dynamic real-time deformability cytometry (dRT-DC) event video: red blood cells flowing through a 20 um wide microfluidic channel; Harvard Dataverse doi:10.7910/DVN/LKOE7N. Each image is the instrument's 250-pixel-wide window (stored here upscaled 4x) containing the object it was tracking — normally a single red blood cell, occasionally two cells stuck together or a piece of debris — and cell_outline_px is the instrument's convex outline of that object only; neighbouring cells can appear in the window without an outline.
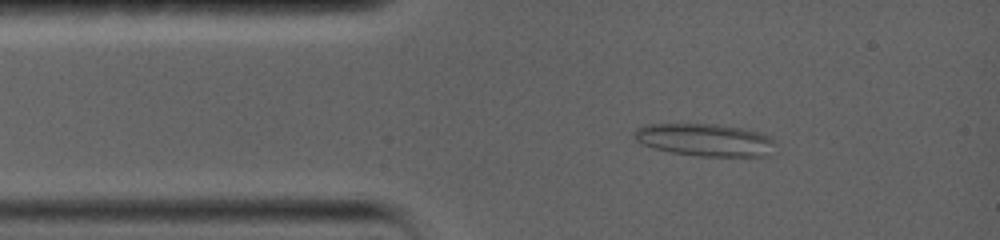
{"species": "common noctule bat (a hibernating species)", "species_latin": "Nyctalus noctula", "temperature_condition": "warm", "stored_images_in_passage": 60, "camera_frame_rate_fps": 5000, "um_per_image_px": 0.085, "animal": {"sex": "female", "body_mass_g": 19.0, "forearm_length_mm": 56.7}, "frame": {"image": 1, "passage_image": 9, "time_ms": 2.0, "image_size_px": [1000, 240], "cell_outline_px": [[772, 156], [700, 156], [672, 152], [640, 144], [636, 140], [632, 132], [636, 128], [644, 124], [716, 124], [744, 128], [760, 132], [768, 136], [772, 140]], "centroid_in_image_um": [59.89, 11.88], "position_along_channel_um": 25.1, "area_um2": 26.76}}
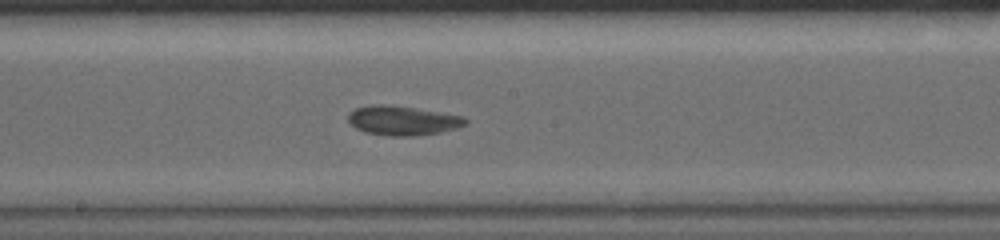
{"frame": {"image": 2, "passage_image": 33, "time_ms": 8.0, "image_size_px": [1000, 240], "cell_outline_px": [[468, 124], [456, 128], [440, 132], [412, 136], [392, 136], [364, 132], [356, 128], [348, 120], [348, 112], [356, 108], [368, 104], [384, 104], [412, 108], [464, 116], [468, 120]], "centroid_in_image_um": [34.21, 10.24], "position_along_channel_um": 214.0, "area_um2": 20.0}}
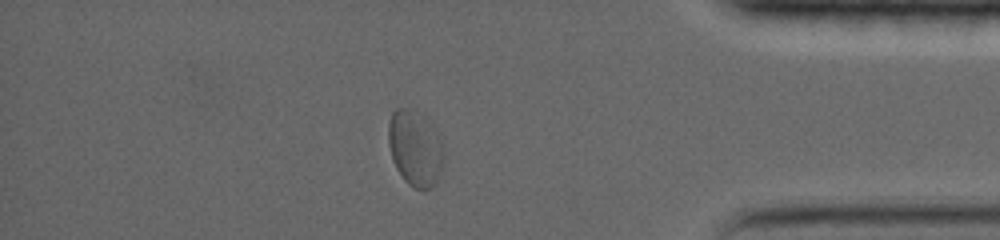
{"frame": {"image": 3, "passage_image": 53, "time_ms": 14.0, "image_size_px": [1000, 240], "cell_outline_px": [[444, 160], [436, 184], [432, 188], [412, 188], [404, 180], [396, 168], [388, 144], [388, 124], [392, 112], [396, 108], [408, 108], [428, 116], [436, 128], [444, 148]], "centroid_in_image_um": [35.31, 12.56], "position_along_channel_um": 399.9, "area_um2": 25.03}, "authors_computed_cell_mechanics": {"area_um2": 20.0566, "velocity_mm_per_s": 3.5524, "shape_relaxation_time_tau1_ms": 4.636, "shape_relaxation_time_tau2_ms": 1.8398, "deformation_change_tau1": 0.1044, "deformation_change_tau2": 0.0639}}